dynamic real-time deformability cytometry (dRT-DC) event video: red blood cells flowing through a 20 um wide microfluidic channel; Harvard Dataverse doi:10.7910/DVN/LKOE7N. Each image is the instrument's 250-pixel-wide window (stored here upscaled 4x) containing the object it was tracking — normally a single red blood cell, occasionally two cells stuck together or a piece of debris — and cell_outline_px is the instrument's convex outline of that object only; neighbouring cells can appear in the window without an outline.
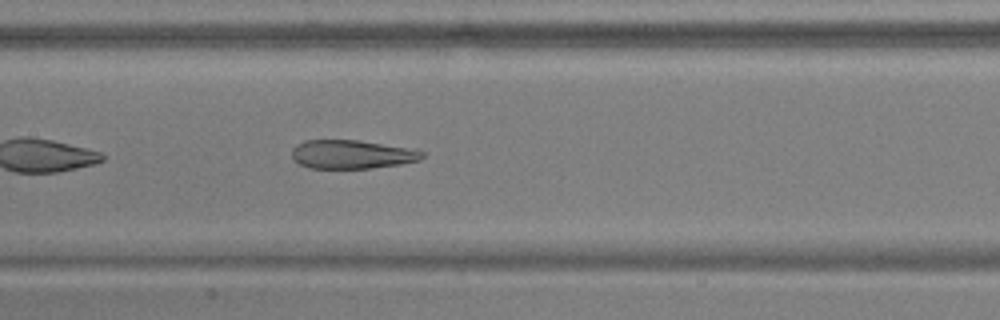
{"species": "common noctule bat (a hibernating species)", "species_latin": "Nyctalus noctula", "temperature_condition": "warm", "stored_images_in_passage": 36, "camera_frame_rate_fps": 3000, "um_per_image_px": 0.085, "animal": {"sex": "male", "body_mass_g": 17.9, "forearm_length_mm": 54.2}, "frame": {"image": 1, "passage_image": 11, "time_ms": 3.333, "image_size_px": [1000, 320], "cell_outline_px": [[424, 156], [420, 160], [400, 164], [372, 168], [308, 168], [300, 164], [292, 156], [292, 148], [296, 144], [304, 140], [360, 140], [420, 148], [424, 152]], "centroid_in_image_um": [29.99, 13.1], "position_along_channel_um": 177.4, "area_um2": 22.25}}